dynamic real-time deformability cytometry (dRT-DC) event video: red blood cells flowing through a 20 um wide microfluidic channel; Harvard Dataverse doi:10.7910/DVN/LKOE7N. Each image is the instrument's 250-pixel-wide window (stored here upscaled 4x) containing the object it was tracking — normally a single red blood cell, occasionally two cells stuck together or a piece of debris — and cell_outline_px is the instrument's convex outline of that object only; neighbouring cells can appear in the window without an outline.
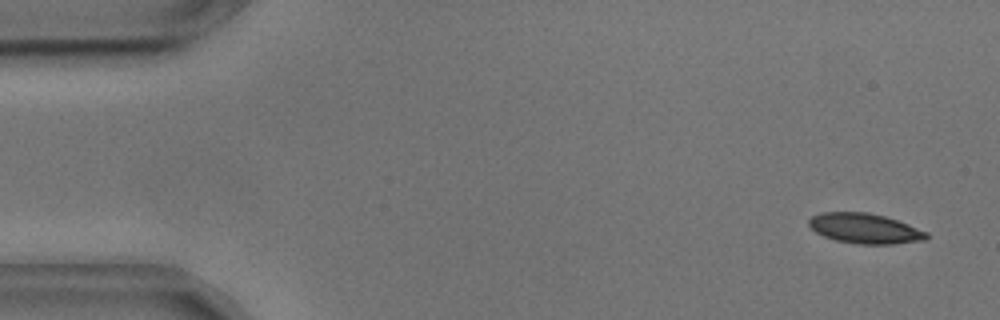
{"species": "common noctule bat (a hibernating species)", "species_latin": "Nyctalus noctula", "temperature_condition": "cold", "stored_images_in_passage": 55, "camera_frame_rate_fps": 3000, "um_per_image_px": 0.085, "animal": {"sex": "male", "body_mass_g": 17.9, "forearm_length_mm": 54.2}, "frame": {"image": 1, "passage_image": 3, "time_ms": 0.667, "image_size_px": [1000, 320], "cell_outline_px": [[928, 240], [892, 244], [860, 244], [836, 240], [824, 236], [816, 232], [808, 224], [808, 220], [812, 216], [820, 212], [868, 212], [884, 216], [908, 224], [928, 232]], "centroid_in_image_um": [73.53, 19.42], "position_along_channel_um": 11.5, "area_um2": 20.63}}
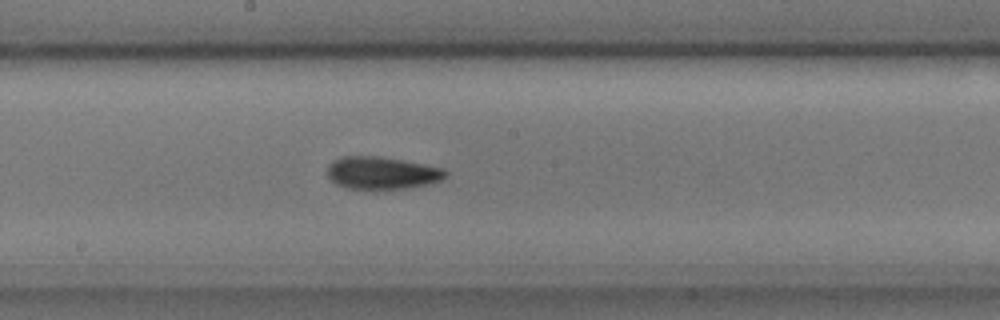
{"frame": {"image": 2, "passage_image": 29, "time_ms": 9.333, "image_size_px": [1000, 320], "cell_outline_px": [[448, 176], [440, 180], [428, 184], [408, 188], [348, 188], [336, 184], [328, 176], [328, 164], [344, 156], [376, 156], [424, 164], [444, 168], [448, 172]], "centroid_in_image_um": [32.5, 14.69], "position_along_channel_um": 215.7, "area_um2": 22.02}}
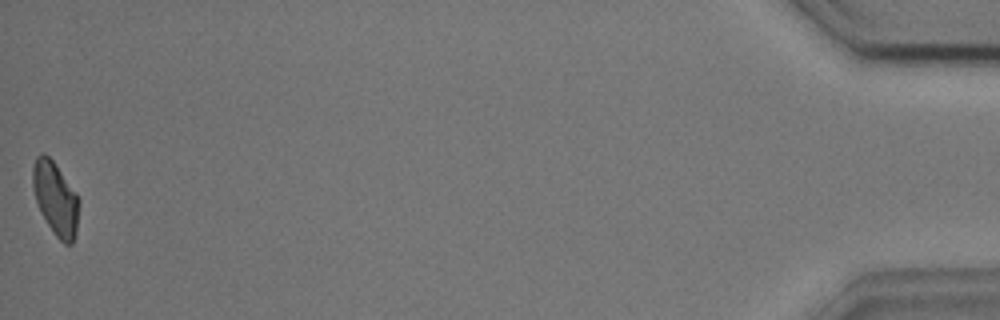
{"frame": {"image": 3, "passage_image": 55, "time_ms": 18.0, "image_size_px": [1000, 320], "cell_outline_px": [[80, 200], [76, 232], [72, 244], [64, 244], [56, 236], [40, 212], [32, 188], [32, 168], [36, 156], [40, 152], [44, 152], [52, 160], [76, 192]], "centroid_in_image_um": [4.71, 16.86], "position_along_channel_um": 430.5, "area_um2": 19.83}, "authors_computed_cell_mechanics": {"area_um2": 21.097, "velocity_mm_per_s": 3.6141, "shape_relaxation_time_tau1_ms": 3.2525, "shape_relaxation_time_tau2_ms": 2.4438, "deformation_change_tau1": 0.1094, "deformation_change_tau2": 0.082}}